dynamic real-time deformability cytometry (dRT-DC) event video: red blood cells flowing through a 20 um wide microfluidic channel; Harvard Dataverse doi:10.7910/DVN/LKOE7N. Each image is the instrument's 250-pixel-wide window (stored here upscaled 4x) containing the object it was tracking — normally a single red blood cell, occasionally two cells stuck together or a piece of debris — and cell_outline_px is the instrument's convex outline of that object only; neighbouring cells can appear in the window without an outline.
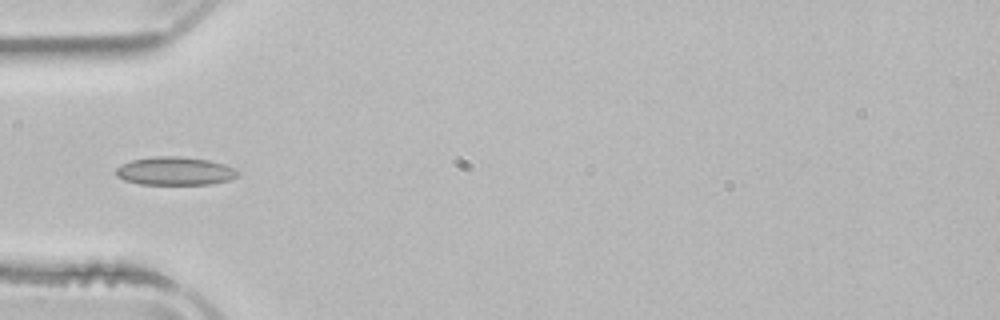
{"species": "common noctule bat (a hibernating species)", "species_latin": "Nyctalus noctula", "temperature_condition": "room temperature", "stored_images_in_passage": 3, "camera_frame_rate_fps": 3000, "um_per_image_px": 0.085, "animal": {"sex": "male", "body_mass_g": 21.5, "forearm_length_mm": 52.0}, "frame": {"image": 1, "passage_image": 3, "time_ms": 3.0, "image_size_px": [1000, 320], "cell_outline_px": [[240, 172], [232, 180], [212, 184], [140, 184], [124, 180], [116, 176], [116, 168], [120, 164], [132, 160], [152, 156], [180, 156], [208, 160], [224, 164]], "centroid_in_image_um": [14.86, 14.54], "position_along_channel_um": 70.1, "area_um2": 20.17}}